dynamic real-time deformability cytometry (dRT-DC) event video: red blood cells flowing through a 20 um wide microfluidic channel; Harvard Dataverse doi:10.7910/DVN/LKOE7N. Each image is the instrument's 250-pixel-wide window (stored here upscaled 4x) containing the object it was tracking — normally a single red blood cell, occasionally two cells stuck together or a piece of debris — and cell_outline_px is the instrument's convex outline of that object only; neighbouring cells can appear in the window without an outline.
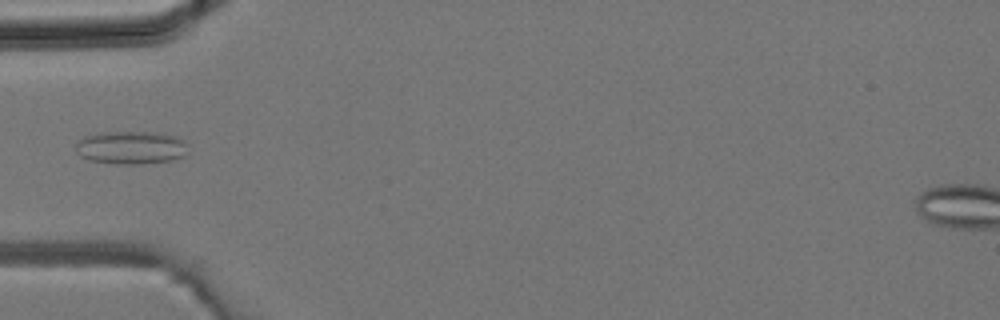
{"species": "common noctule bat (a hibernating species)", "species_latin": "Nyctalus noctula", "temperature_condition": "room temperature", "stored_images_in_passage": 3, "camera_frame_rate_fps": 3000, "um_per_image_px": 0.085, "animal": {"sex": "male", "body_mass_g": 19.2, "forearm_length_mm": 51.8}, "frame": {"image": 1, "passage_image": 3, "time_ms": 0.667, "image_size_px": [1000, 320], "cell_outline_px": [[184, 156], [172, 160], [136, 164], [116, 164], [88, 160], [80, 156], [76, 152], [76, 140], [84, 136], [100, 132], [156, 132], [176, 136], [184, 140]], "centroid_in_image_um": [11.06, 12.54], "position_along_channel_um": 73.9, "area_um2": 21.68}}